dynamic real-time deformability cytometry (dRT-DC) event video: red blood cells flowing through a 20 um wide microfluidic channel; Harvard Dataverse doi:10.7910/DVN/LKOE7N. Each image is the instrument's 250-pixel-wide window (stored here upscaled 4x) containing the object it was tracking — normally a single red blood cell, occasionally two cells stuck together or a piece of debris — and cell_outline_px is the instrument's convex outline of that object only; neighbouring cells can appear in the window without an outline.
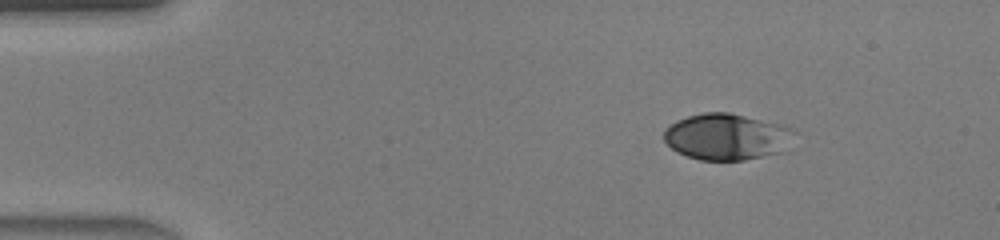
{"species": "human", "species_latin": "Homo sapiens", "temperature_condition": "warm", "stored_images_in_passage": 40, "camera_frame_rate_fps": 3000, "um_per_image_px": 0.085, "donor": {"sex": "male"}, "frame": {"image": 1, "passage_image": 1, "time_ms": 0.0, "image_size_px": [1000, 240], "cell_outline_px": [[800, 132], [788, 152], [744, 160], [700, 160], [676, 152], [664, 140], [664, 128], [676, 120], [688, 116], [704, 112], [728, 112], [784, 124], [796, 128]], "centroid_in_image_um": [61.92, 11.62], "position_along_channel_um": 23.1, "area_um2": 36.47}}
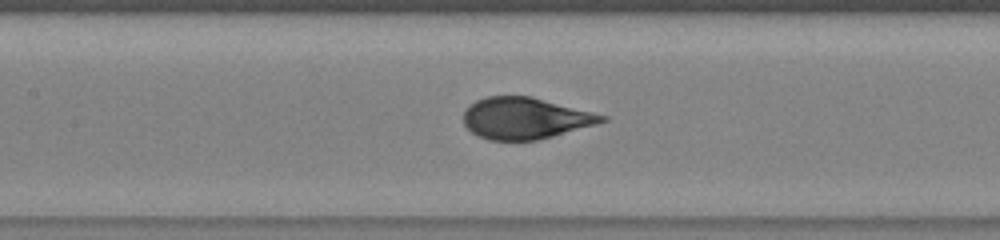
{"frame": {"image": 2, "passage_image": 16, "time_ms": 5.0, "image_size_px": [1000, 240], "cell_outline_px": [[608, 120], [596, 124], [552, 136], [536, 140], [488, 140], [472, 132], [464, 124], [464, 112], [476, 100], [488, 96], [532, 96], [608, 116]], "centroid_in_image_um": [44.65, 10.04], "position_along_channel_um": 162.7, "area_um2": 33.12}}
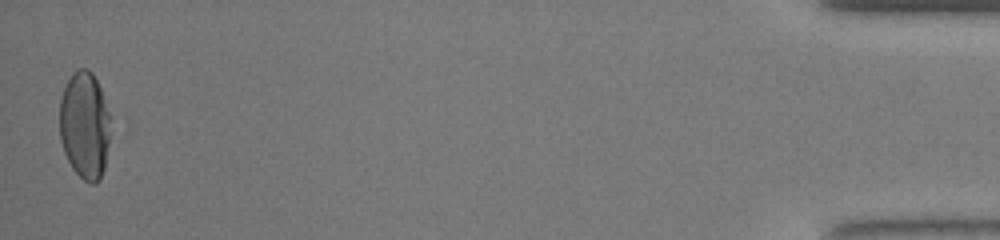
{"frame": {"image": 3, "passage_image": 40, "time_ms": 13.0, "image_size_px": [1000, 240], "cell_outline_px": [[112, 116], [108, 144], [104, 168], [100, 180], [96, 184], [88, 184], [72, 168], [64, 152], [60, 140], [60, 100], [64, 88], [72, 72], [76, 68], [88, 68], [92, 72], [100, 88]], "centroid_in_image_um": [7.21, 10.64], "position_along_channel_um": 428.0, "area_um2": 32.25}, "authors_computed_cell_mechanics": {"area_um2": 34.5933, "velocity_mm_per_s": 4.4746, "shape_relaxation_time_tau1_ms": 4.2494, "shape_relaxation_time_tau2_ms": null, "deformation_change_tau1": 0.2288, "deformation_change_tau2": null}}